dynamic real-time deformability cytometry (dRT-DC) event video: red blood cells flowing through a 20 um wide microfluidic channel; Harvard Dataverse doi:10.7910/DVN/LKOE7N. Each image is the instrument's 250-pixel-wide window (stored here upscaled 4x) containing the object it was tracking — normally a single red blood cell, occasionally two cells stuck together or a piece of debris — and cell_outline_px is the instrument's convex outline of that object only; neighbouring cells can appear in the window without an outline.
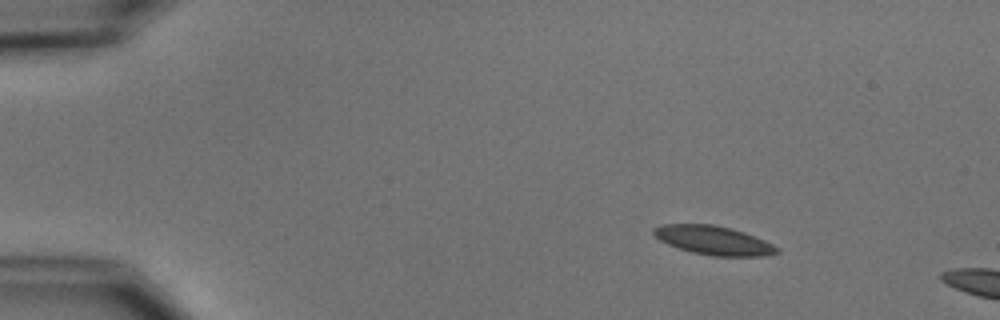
{"species": "common noctule bat (a hibernating species)", "species_latin": "Nyctalus noctula", "temperature_condition": "cold", "stored_images_in_passage": 4, "camera_frame_rate_fps": 3000, "um_per_image_px": 0.085, "animal": {"sex": "male", "body_mass_g": 15.6}, "frame": {"image": 1, "passage_image": 2, "time_ms": 1.333, "image_size_px": [1000, 320], "cell_outline_px": [[780, 252], [764, 256], [712, 256], [692, 252], [668, 244], [660, 240], [652, 232], [652, 228], [660, 224], [712, 224], [744, 232], [764, 240], [780, 248]], "centroid_in_image_um": [60.65, 20.43], "position_along_channel_um": 24.4, "area_um2": 20.63}}